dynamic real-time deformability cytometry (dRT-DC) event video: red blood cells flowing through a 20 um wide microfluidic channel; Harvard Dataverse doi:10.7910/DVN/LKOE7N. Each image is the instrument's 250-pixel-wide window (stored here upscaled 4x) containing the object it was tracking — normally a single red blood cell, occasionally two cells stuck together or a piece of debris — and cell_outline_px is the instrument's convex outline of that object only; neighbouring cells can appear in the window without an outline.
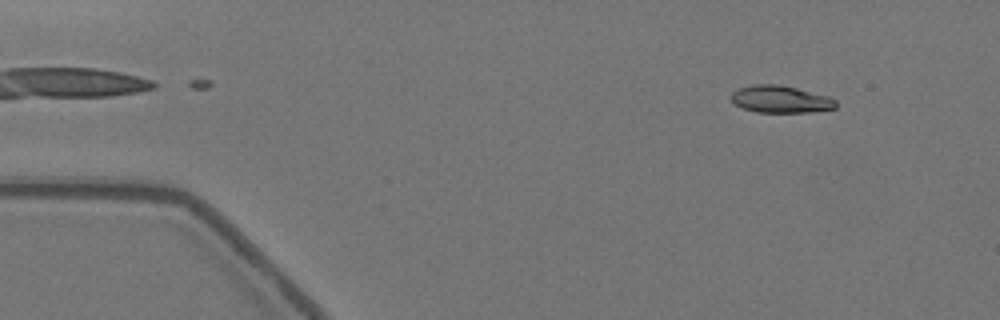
{"species": "Egyptian fruit bat (a non-hibernating species)", "species_latin": "Rousettus aegyptiacus", "temperature_condition": "warm", "stored_images_in_passage": 57, "camera_frame_rate_fps": 3000, "um_per_image_px": 0.085, "animal": {"sex": "female"}, "frame": {"image": 1, "passage_image": 6, "time_ms": 1.667, "image_size_px": [1000, 320], "cell_outline_px": [[836, 108], [812, 112], [756, 112], [732, 104], [728, 100], [728, 96], [732, 92], [740, 88], [752, 84], [780, 84], [828, 96], [836, 100]], "centroid_in_image_um": [66.28, 8.43], "position_along_channel_um": 18.7, "area_um2": 16.82}}
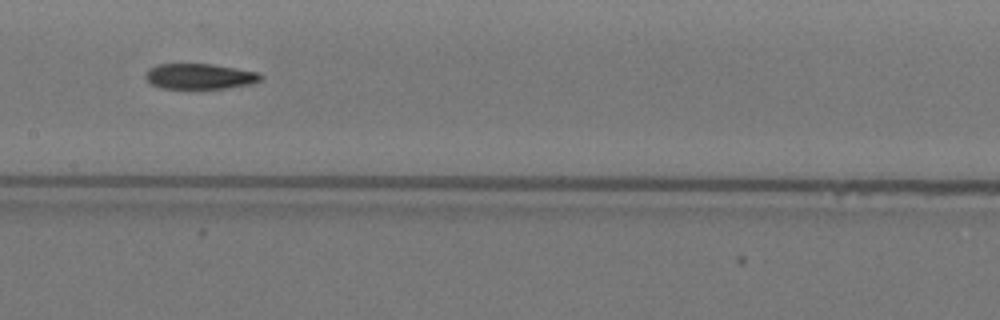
{"frame": {"image": 2, "passage_image": 28, "time_ms": 9.0, "image_size_px": [1000, 320], "cell_outline_px": [[264, 76], [260, 80], [252, 84], [228, 88], [160, 88], [152, 84], [144, 76], [148, 68], [156, 64], [212, 64], [260, 72]], "centroid_in_image_um": [17.0, 6.48], "position_along_channel_um": 190.4, "area_um2": 17.22}}
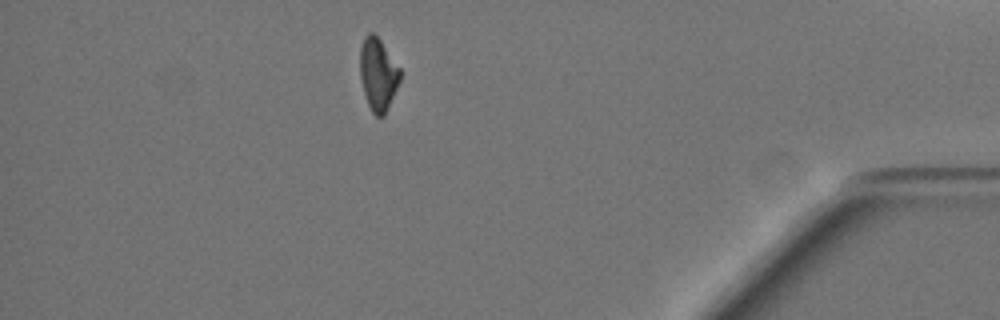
{"frame": {"image": 3, "passage_image": 50, "time_ms": 16.333, "image_size_px": [1000, 320], "cell_outline_px": [[400, 80], [388, 108], [384, 116], [376, 116], [372, 112], [368, 104], [364, 92], [360, 76], [360, 48], [364, 36], [368, 32], [372, 32], [380, 40], [400, 68]], "centroid_in_image_um": [32.12, 6.31], "position_along_channel_um": 403.1, "area_um2": 16.76}, "authors_computed_cell_mechanics": {"area_um2": 17.3978, "velocity_mm_per_s": 3.53, "shape_relaxation_time_tau1_ms": 4.7499, "shape_relaxation_time_tau2_ms": 6.1201, "deformation_change_tau1": 0.21, "deformation_change_tau2": 0.1351}}